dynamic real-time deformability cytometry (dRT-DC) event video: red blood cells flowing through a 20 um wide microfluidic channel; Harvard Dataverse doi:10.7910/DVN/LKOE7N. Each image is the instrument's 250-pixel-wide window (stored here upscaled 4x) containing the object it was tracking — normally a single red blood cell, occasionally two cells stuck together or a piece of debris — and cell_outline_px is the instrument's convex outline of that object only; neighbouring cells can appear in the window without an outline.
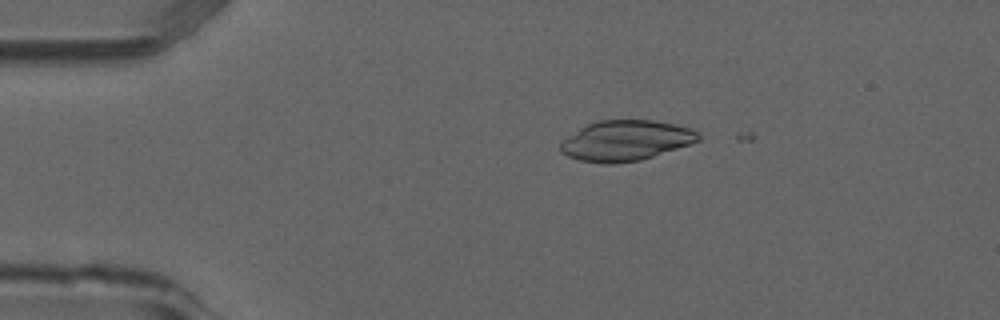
{"species": "common noctule bat (a hibernating species)", "species_latin": "Nyctalus noctula", "temperature_condition": "room temperature", "stored_images_in_passage": 4, "camera_frame_rate_fps": 3000, "um_per_image_px": 0.085, "animal": {"sex": "male", "forearm_length_mm": 52.5}, "frame": {"image": 1, "passage_image": 3, "time_ms": 0.667, "image_size_px": [1000, 320], "cell_outline_px": [[700, 140], [640, 160], [612, 164], [604, 164], [580, 160], [568, 156], [560, 152], [560, 144], [568, 136], [580, 128], [588, 124], [600, 120], [652, 120], [676, 124], [692, 128], [700, 136]], "centroid_in_image_um": [53.17, 11.94], "position_along_channel_um": 31.8, "area_um2": 32.14}}